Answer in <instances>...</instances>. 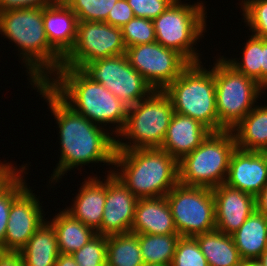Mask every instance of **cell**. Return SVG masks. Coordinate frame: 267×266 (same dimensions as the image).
Masks as SVG:
<instances>
[{"label": "cell", "mask_w": 267, "mask_h": 266, "mask_svg": "<svg viewBox=\"0 0 267 266\" xmlns=\"http://www.w3.org/2000/svg\"><path fill=\"white\" fill-rule=\"evenodd\" d=\"M0 266H24L20 251L0 250Z\"/></svg>", "instance_id": "cell-40"}, {"label": "cell", "mask_w": 267, "mask_h": 266, "mask_svg": "<svg viewBox=\"0 0 267 266\" xmlns=\"http://www.w3.org/2000/svg\"><path fill=\"white\" fill-rule=\"evenodd\" d=\"M54 266H78L71 254L60 253Z\"/></svg>", "instance_id": "cell-43"}, {"label": "cell", "mask_w": 267, "mask_h": 266, "mask_svg": "<svg viewBox=\"0 0 267 266\" xmlns=\"http://www.w3.org/2000/svg\"><path fill=\"white\" fill-rule=\"evenodd\" d=\"M216 229L231 235L256 210L255 196L221 184L212 188Z\"/></svg>", "instance_id": "cell-17"}, {"label": "cell", "mask_w": 267, "mask_h": 266, "mask_svg": "<svg viewBox=\"0 0 267 266\" xmlns=\"http://www.w3.org/2000/svg\"><path fill=\"white\" fill-rule=\"evenodd\" d=\"M170 266H209L194 237H180Z\"/></svg>", "instance_id": "cell-35"}, {"label": "cell", "mask_w": 267, "mask_h": 266, "mask_svg": "<svg viewBox=\"0 0 267 266\" xmlns=\"http://www.w3.org/2000/svg\"><path fill=\"white\" fill-rule=\"evenodd\" d=\"M107 266H143L138 234L107 236Z\"/></svg>", "instance_id": "cell-27"}, {"label": "cell", "mask_w": 267, "mask_h": 266, "mask_svg": "<svg viewBox=\"0 0 267 266\" xmlns=\"http://www.w3.org/2000/svg\"><path fill=\"white\" fill-rule=\"evenodd\" d=\"M134 234H178L166 197L139 198L131 227Z\"/></svg>", "instance_id": "cell-20"}, {"label": "cell", "mask_w": 267, "mask_h": 266, "mask_svg": "<svg viewBox=\"0 0 267 266\" xmlns=\"http://www.w3.org/2000/svg\"><path fill=\"white\" fill-rule=\"evenodd\" d=\"M231 236L243 261L257 260L267 248V218L255 210Z\"/></svg>", "instance_id": "cell-22"}, {"label": "cell", "mask_w": 267, "mask_h": 266, "mask_svg": "<svg viewBox=\"0 0 267 266\" xmlns=\"http://www.w3.org/2000/svg\"><path fill=\"white\" fill-rule=\"evenodd\" d=\"M202 62L191 63L163 91L175 113L200 121L212 132H219L216 108L214 67L207 70Z\"/></svg>", "instance_id": "cell-5"}, {"label": "cell", "mask_w": 267, "mask_h": 266, "mask_svg": "<svg viewBox=\"0 0 267 266\" xmlns=\"http://www.w3.org/2000/svg\"><path fill=\"white\" fill-rule=\"evenodd\" d=\"M80 70L92 81L105 86L128 108L154 91L125 54L94 60L84 64Z\"/></svg>", "instance_id": "cell-11"}, {"label": "cell", "mask_w": 267, "mask_h": 266, "mask_svg": "<svg viewBox=\"0 0 267 266\" xmlns=\"http://www.w3.org/2000/svg\"><path fill=\"white\" fill-rule=\"evenodd\" d=\"M134 17V12L127 0H118L111 11H109L108 18L105 23L121 28Z\"/></svg>", "instance_id": "cell-37"}, {"label": "cell", "mask_w": 267, "mask_h": 266, "mask_svg": "<svg viewBox=\"0 0 267 266\" xmlns=\"http://www.w3.org/2000/svg\"><path fill=\"white\" fill-rule=\"evenodd\" d=\"M256 211L267 218V183L261 192L255 197Z\"/></svg>", "instance_id": "cell-41"}, {"label": "cell", "mask_w": 267, "mask_h": 266, "mask_svg": "<svg viewBox=\"0 0 267 266\" xmlns=\"http://www.w3.org/2000/svg\"><path fill=\"white\" fill-rule=\"evenodd\" d=\"M0 34L16 44L31 83H45L61 67L63 57L49 44L43 8L0 12Z\"/></svg>", "instance_id": "cell-3"}, {"label": "cell", "mask_w": 267, "mask_h": 266, "mask_svg": "<svg viewBox=\"0 0 267 266\" xmlns=\"http://www.w3.org/2000/svg\"><path fill=\"white\" fill-rule=\"evenodd\" d=\"M126 48L121 28L105 22L78 21L74 47L61 67L80 69L94 60L125 54Z\"/></svg>", "instance_id": "cell-12"}, {"label": "cell", "mask_w": 267, "mask_h": 266, "mask_svg": "<svg viewBox=\"0 0 267 266\" xmlns=\"http://www.w3.org/2000/svg\"><path fill=\"white\" fill-rule=\"evenodd\" d=\"M232 132L238 149L267 152V105L256 103Z\"/></svg>", "instance_id": "cell-23"}, {"label": "cell", "mask_w": 267, "mask_h": 266, "mask_svg": "<svg viewBox=\"0 0 267 266\" xmlns=\"http://www.w3.org/2000/svg\"><path fill=\"white\" fill-rule=\"evenodd\" d=\"M242 48V58H225L238 72L254 79L261 85L262 38L251 35ZM240 60V61H239Z\"/></svg>", "instance_id": "cell-29"}, {"label": "cell", "mask_w": 267, "mask_h": 266, "mask_svg": "<svg viewBox=\"0 0 267 266\" xmlns=\"http://www.w3.org/2000/svg\"><path fill=\"white\" fill-rule=\"evenodd\" d=\"M240 5L244 23L252 35L267 38V0H242Z\"/></svg>", "instance_id": "cell-32"}, {"label": "cell", "mask_w": 267, "mask_h": 266, "mask_svg": "<svg viewBox=\"0 0 267 266\" xmlns=\"http://www.w3.org/2000/svg\"><path fill=\"white\" fill-rule=\"evenodd\" d=\"M257 261L263 266H267V248L262 252Z\"/></svg>", "instance_id": "cell-44"}, {"label": "cell", "mask_w": 267, "mask_h": 266, "mask_svg": "<svg viewBox=\"0 0 267 266\" xmlns=\"http://www.w3.org/2000/svg\"><path fill=\"white\" fill-rule=\"evenodd\" d=\"M240 266H263L260 264L257 260H251V261H242Z\"/></svg>", "instance_id": "cell-45"}, {"label": "cell", "mask_w": 267, "mask_h": 266, "mask_svg": "<svg viewBox=\"0 0 267 266\" xmlns=\"http://www.w3.org/2000/svg\"><path fill=\"white\" fill-rule=\"evenodd\" d=\"M236 148L232 130L211 132L194 151L178 161L179 183L211 189L224 184Z\"/></svg>", "instance_id": "cell-6"}, {"label": "cell", "mask_w": 267, "mask_h": 266, "mask_svg": "<svg viewBox=\"0 0 267 266\" xmlns=\"http://www.w3.org/2000/svg\"><path fill=\"white\" fill-rule=\"evenodd\" d=\"M206 13V6L202 1L191 5L174 0L163 13L152 20L156 42L178 51L190 63L202 62V54L197 53L198 50L193 46L197 41L200 42L206 32Z\"/></svg>", "instance_id": "cell-7"}, {"label": "cell", "mask_w": 267, "mask_h": 266, "mask_svg": "<svg viewBox=\"0 0 267 266\" xmlns=\"http://www.w3.org/2000/svg\"><path fill=\"white\" fill-rule=\"evenodd\" d=\"M211 132L200 121L174 113L160 148L180 161L194 151Z\"/></svg>", "instance_id": "cell-19"}, {"label": "cell", "mask_w": 267, "mask_h": 266, "mask_svg": "<svg viewBox=\"0 0 267 266\" xmlns=\"http://www.w3.org/2000/svg\"><path fill=\"white\" fill-rule=\"evenodd\" d=\"M112 173L138 199L165 197L179 183L178 161L161 148L116 149Z\"/></svg>", "instance_id": "cell-4"}, {"label": "cell", "mask_w": 267, "mask_h": 266, "mask_svg": "<svg viewBox=\"0 0 267 266\" xmlns=\"http://www.w3.org/2000/svg\"><path fill=\"white\" fill-rule=\"evenodd\" d=\"M129 63L154 89L163 91L191 64L178 51L158 42L126 48Z\"/></svg>", "instance_id": "cell-13"}, {"label": "cell", "mask_w": 267, "mask_h": 266, "mask_svg": "<svg viewBox=\"0 0 267 266\" xmlns=\"http://www.w3.org/2000/svg\"><path fill=\"white\" fill-rule=\"evenodd\" d=\"M216 62V63H215ZM213 64L219 132L232 130L256 105L265 89L231 66L224 56Z\"/></svg>", "instance_id": "cell-9"}, {"label": "cell", "mask_w": 267, "mask_h": 266, "mask_svg": "<svg viewBox=\"0 0 267 266\" xmlns=\"http://www.w3.org/2000/svg\"><path fill=\"white\" fill-rule=\"evenodd\" d=\"M113 170L106 178V201L99 235L109 236L131 232L138 198L117 178Z\"/></svg>", "instance_id": "cell-15"}, {"label": "cell", "mask_w": 267, "mask_h": 266, "mask_svg": "<svg viewBox=\"0 0 267 266\" xmlns=\"http://www.w3.org/2000/svg\"><path fill=\"white\" fill-rule=\"evenodd\" d=\"M26 164L13 166L11 162L3 163L0 161V191L23 169Z\"/></svg>", "instance_id": "cell-39"}, {"label": "cell", "mask_w": 267, "mask_h": 266, "mask_svg": "<svg viewBox=\"0 0 267 266\" xmlns=\"http://www.w3.org/2000/svg\"><path fill=\"white\" fill-rule=\"evenodd\" d=\"M45 34L49 44L64 58L74 47L78 19L63 1L43 8Z\"/></svg>", "instance_id": "cell-18"}, {"label": "cell", "mask_w": 267, "mask_h": 266, "mask_svg": "<svg viewBox=\"0 0 267 266\" xmlns=\"http://www.w3.org/2000/svg\"><path fill=\"white\" fill-rule=\"evenodd\" d=\"M103 180L98 179L97 175L88 176L76 193L72 206L65 208L74 218L95 231L101 227L106 201V179Z\"/></svg>", "instance_id": "cell-21"}, {"label": "cell", "mask_w": 267, "mask_h": 266, "mask_svg": "<svg viewBox=\"0 0 267 266\" xmlns=\"http://www.w3.org/2000/svg\"><path fill=\"white\" fill-rule=\"evenodd\" d=\"M27 165L0 191V250H4V239L12 202L28 187L24 179V173L27 174Z\"/></svg>", "instance_id": "cell-30"}, {"label": "cell", "mask_w": 267, "mask_h": 266, "mask_svg": "<svg viewBox=\"0 0 267 266\" xmlns=\"http://www.w3.org/2000/svg\"><path fill=\"white\" fill-rule=\"evenodd\" d=\"M267 183V152H233L225 183L234 189L257 196Z\"/></svg>", "instance_id": "cell-16"}, {"label": "cell", "mask_w": 267, "mask_h": 266, "mask_svg": "<svg viewBox=\"0 0 267 266\" xmlns=\"http://www.w3.org/2000/svg\"><path fill=\"white\" fill-rule=\"evenodd\" d=\"M261 86L267 89V38H262Z\"/></svg>", "instance_id": "cell-42"}, {"label": "cell", "mask_w": 267, "mask_h": 266, "mask_svg": "<svg viewBox=\"0 0 267 266\" xmlns=\"http://www.w3.org/2000/svg\"><path fill=\"white\" fill-rule=\"evenodd\" d=\"M143 266H166V265L144 264Z\"/></svg>", "instance_id": "cell-46"}, {"label": "cell", "mask_w": 267, "mask_h": 266, "mask_svg": "<svg viewBox=\"0 0 267 266\" xmlns=\"http://www.w3.org/2000/svg\"><path fill=\"white\" fill-rule=\"evenodd\" d=\"M180 237L179 234H138L144 264L170 266Z\"/></svg>", "instance_id": "cell-28"}, {"label": "cell", "mask_w": 267, "mask_h": 266, "mask_svg": "<svg viewBox=\"0 0 267 266\" xmlns=\"http://www.w3.org/2000/svg\"><path fill=\"white\" fill-rule=\"evenodd\" d=\"M34 194L33 190L27 187L12 202L4 239V251H20L45 222L42 203Z\"/></svg>", "instance_id": "cell-14"}, {"label": "cell", "mask_w": 267, "mask_h": 266, "mask_svg": "<svg viewBox=\"0 0 267 266\" xmlns=\"http://www.w3.org/2000/svg\"><path fill=\"white\" fill-rule=\"evenodd\" d=\"M76 14L78 21L105 22L118 0H63Z\"/></svg>", "instance_id": "cell-31"}, {"label": "cell", "mask_w": 267, "mask_h": 266, "mask_svg": "<svg viewBox=\"0 0 267 266\" xmlns=\"http://www.w3.org/2000/svg\"><path fill=\"white\" fill-rule=\"evenodd\" d=\"M194 238L209 266H240L243 261L231 235L215 229Z\"/></svg>", "instance_id": "cell-26"}, {"label": "cell", "mask_w": 267, "mask_h": 266, "mask_svg": "<svg viewBox=\"0 0 267 266\" xmlns=\"http://www.w3.org/2000/svg\"><path fill=\"white\" fill-rule=\"evenodd\" d=\"M58 0H0V12L22 8H44Z\"/></svg>", "instance_id": "cell-38"}, {"label": "cell", "mask_w": 267, "mask_h": 266, "mask_svg": "<svg viewBox=\"0 0 267 266\" xmlns=\"http://www.w3.org/2000/svg\"><path fill=\"white\" fill-rule=\"evenodd\" d=\"M174 0H127L135 17L154 20L163 13Z\"/></svg>", "instance_id": "cell-36"}, {"label": "cell", "mask_w": 267, "mask_h": 266, "mask_svg": "<svg viewBox=\"0 0 267 266\" xmlns=\"http://www.w3.org/2000/svg\"><path fill=\"white\" fill-rule=\"evenodd\" d=\"M121 30L126 47L156 42L153 21L150 19L134 17Z\"/></svg>", "instance_id": "cell-33"}, {"label": "cell", "mask_w": 267, "mask_h": 266, "mask_svg": "<svg viewBox=\"0 0 267 266\" xmlns=\"http://www.w3.org/2000/svg\"><path fill=\"white\" fill-rule=\"evenodd\" d=\"M55 229L58 249L62 254H73L86 245L97 232L74 218L65 209L49 221Z\"/></svg>", "instance_id": "cell-25"}, {"label": "cell", "mask_w": 267, "mask_h": 266, "mask_svg": "<svg viewBox=\"0 0 267 266\" xmlns=\"http://www.w3.org/2000/svg\"><path fill=\"white\" fill-rule=\"evenodd\" d=\"M174 113L164 91L154 90L128 108L124 128L116 137V149L160 148ZM120 137L129 142H122Z\"/></svg>", "instance_id": "cell-8"}, {"label": "cell", "mask_w": 267, "mask_h": 266, "mask_svg": "<svg viewBox=\"0 0 267 266\" xmlns=\"http://www.w3.org/2000/svg\"><path fill=\"white\" fill-rule=\"evenodd\" d=\"M31 85L48 103L59 129L60 157L51 184L59 182L68 171L90 163L114 165L116 137L108 129L75 112L46 83Z\"/></svg>", "instance_id": "cell-1"}, {"label": "cell", "mask_w": 267, "mask_h": 266, "mask_svg": "<svg viewBox=\"0 0 267 266\" xmlns=\"http://www.w3.org/2000/svg\"><path fill=\"white\" fill-rule=\"evenodd\" d=\"M45 83L69 107L91 122L106 126L105 128L107 124L109 128V124H112L111 133L115 137L124 128L128 107L105 86L92 81L80 69L60 67Z\"/></svg>", "instance_id": "cell-2"}, {"label": "cell", "mask_w": 267, "mask_h": 266, "mask_svg": "<svg viewBox=\"0 0 267 266\" xmlns=\"http://www.w3.org/2000/svg\"><path fill=\"white\" fill-rule=\"evenodd\" d=\"M72 256L78 266H106L107 236L97 234Z\"/></svg>", "instance_id": "cell-34"}, {"label": "cell", "mask_w": 267, "mask_h": 266, "mask_svg": "<svg viewBox=\"0 0 267 266\" xmlns=\"http://www.w3.org/2000/svg\"><path fill=\"white\" fill-rule=\"evenodd\" d=\"M24 266H54L60 255L55 229L45 221L20 250Z\"/></svg>", "instance_id": "cell-24"}, {"label": "cell", "mask_w": 267, "mask_h": 266, "mask_svg": "<svg viewBox=\"0 0 267 266\" xmlns=\"http://www.w3.org/2000/svg\"><path fill=\"white\" fill-rule=\"evenodd\" d=\"M165 197L181 237H194L216 229L215 201L211 188L178 183Z\"/></svg>", "instance_id": "cell-10"}]
</instances>
